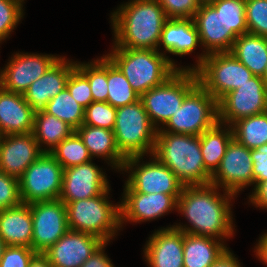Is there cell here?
Masks as SVG:
<instances>
[{"instance_id":"603a6c76","label":"cell","mask_w":267,"mask_h":267,"mask_svg":"<svg viewBox=\"0 0 267 267\" xmlns=\"http://www.w3.org/2000/svg\"><path fill=\"white\" fill-rule=\"evenodd\" d=\"M35 110L25 101L24 95L0 87V134L33 132Z\"/></svg>"},{"instance_id":"ee69618b","label":"cell","mask_w":267,"mask_h":267,"mask_svg":"<svg viewBox=\"0 0 267 267\" xmlns=\"http://www.w3.org/2000/svg\"><path fill=\"white\" fill-rule=\"evenodd\" d=\"M253 161L254 188L267 180V144L251 149Z\"/></svg>"},{"instance_id":"8fae6325","label":"cell","mask_w":267,"mask_h":267,"mask_svg":"<svg viewBox=\"0 0 267 267\" xmlns=\"http://www.w3.org/2000/svg\"><path fill=\"white\" fill-rule=\"evenodd\" d=\"M63 170L61 164L50 153H42L19 179L21 202L30 204L59 199Z\"/></svg>"},{"instance_id":"60d3db41","label":"cell","mask_w":267,"mask_h":267,"mask_svg":"<svg viewBox=\"0 0 267 267\" xmlns=\"http://www.w3.org/2000/svg\"><path fill=\"white\" fill-rule=\"evenodd\" d=\"M19 180L0 171V210L19 206Z\"/></svg>"},{"instance_id":"f35d334b","label":"cell","mask_w":267,"mask_h":267,"mask_svg":"<svg viewBox=\"0 0 267 267\" xmlns=\"http://www.w3.org/2000/svg\"><path fill=\"white\" fill-rule=\"evenodd\" d=\"M22 8L19 0H0V43L13 32L23 17Z\"/></svg>"},{"instance_id":"d590c367","label":"cell","mask_w":267,"mask_h":267,"mask_svg":"<svg viewBox=\"0 0 267 267\" xmlns=\"http://www.w3.org/2000/svg\"><path fill=\"white\" fill-rule=\"evenodd\" d=\"M211 5L222 14L226 20L227 30H232L236 37L248 33L245 16L246 0H216Z\"/></svg>"},{"instance_id":"2e32d148","label":"cell","mask_w":267,"mask_h":267,"mask_svg":"<svg viewBox=\"0 0 267 267\" xmlns=\"http://www.w3.org/2000/svg\"><path fill=\"white\" fill-rule=\"evenodd\" d=\"M59 58L51 54L15 53L1 70V87L23 95Z\"/></svg>"},{"instance_id":"7402d4cb","label":"cell","mask_w":267,"mask_h":267,"mask_svg":"<svg viewBox=\"0 0 267 267\" xmlns=\"http://www.w3.org/2000/svg\"><path fill=\"white\" fill-rule=\"evenodd\" d=\"M76 62L60 57L39 79L31 83L23 94L25 101L35 110H42L48 102L66 88Z\"/></svg>"},{"instance_id":"8d00e7d4","label":"cell","mask_w":267,"mask_h":267,"mask_svg":"<svg viewBox=\"0 0 267 267\" xmlns=\"http://www.w3.org/2000/svg\"><path fill=\"white\" fill-rule=\"evenodd\" d=\"M117 108L108 102L93 101L85 108L83 125L105 128L113 131Z\"/></svg>"},{"instance_id":"484cf974","label":"cell","mask_w":267,"mask_h":267,"mask_svg":"<svg viewBox=\"0 0 267 267\" xmlns=\"http://www.w3.org/2000/svg\"><path fill=\"white\" fill-rule=\"evenodd\" d=\"M76 132L83 140L91 157H103L109 160L113 168L122 171L126 158L116 146L114 132L105 128L81 125Z\"/></svg>"},{"instance_id":"5bb4252c","label":"cell","mask_w":267,"mask_h":267,"mask_svg":"<svg viewBox=\"0 0 267 267\" xmlns=\"http://www.w3.org/2000/svg\"><path fill=\"white\" fill-rule=\"evenodd\" d=\"M210 184L234 195L246 186L254 184L251 149L233 138L227 146L219 168L212 175Z\"/></svg>"},{"instance_id":"3957f363","label":"cell","mask_w":267,"mask_h":267,"mask_svg":"<svg viewBox=\"0 0 267 267\" xmlns=\"http://www.w3.org/2000/svg\"><path fill=\"white\" fill-rule=\"evenodd\" d=\"M152 155L170 168L184 186L211 182L212 175L204 167L200 136L157 132Z\"/></svg>"},{"instance_id":"52a82bcc","label":"cell","mask_w":267,"mask_h":267,"mask_svg":"<svg viewBox=\"0 0 267 267\" xmlns=\"http://www.w3.org/2000/svg\"><path fill=\"white\" fill-rule=\"evenodd\" d=\"M198 83L196 71L177 70L163 84L148 90L140 97L151 123L157 130L160 129L159 123L165 125L180 109L185 96Z\"/></svg>"},{"instance_id":"f5cc1de1","label":"cell","mask_w":267,"mask_h":267,"mask_svg":"<svg viewBox=\"0 0 267 267\" xmlns=\"http://www.w3.org/2000/svg\"><path fill=\"white\" fill-rule=\"evenodd\" d=\"M262 79L265 83V86L267 87V67H266V71H265L264 75L262 76Z\"/></svg>"},{"instance_id":"7dc6e473","label":"cell","mask_w":267,"mask_h":267,"mask_svg":"<svg viewBox=\"0 0 267 267\" xmlns=\"http://www.w3.org/2000/svg\"><path fill=\"white\" fill-rule=\"evenodd\" d=\"M209 267H241L233 253L226 247Z\"/></svg>"},{"instance_id":"44dd1931","label":"cell","mask_w":267,"mask_h":267,"mask_svg":"<svg viewBox=\"0 0 267 267\" xmlns=\"http://www.w3.org/2000/svg\"><path fill=\"white\" fill-rule=\"evenodd\" d=\"M183 243V231L173 226L157 230L145 245V261L150 267H184Z\"/></svg>"},{"instance_id":"6da1fadb","label":"cell","mask_w":267,"mask_h":267,"mask_svg":"<svg viewBox=\"0 0 267 267\" xmlns=\"http://www.w3.org/2000/svg\"><path fill=\"white\" fill-rule=\"evenodd\" d=\"M217 189L212 184L184 186L177 199V209L191 225L185 227L179 224L173 227L188 234L218 240L231 238L234 229L230 202L235 195L225 191L223 196Z\"/></svg>"},{"instance_id":"ba28073f","label":"cell","mask_w":267,"mask_h":267,"mask_svg":"<svg viewBox=\"0 0 267 267\" xmlns=\"http://www.w3.org/2000/svg\"><path fill=\"white\" fill-rule=\"evenodd\" d=\"M218 122L217 101L198 83L183 100L179 110L157 132L200 136ZM164 128V129H162Z\"/></svg>"},{"instance_id":"4316f807","label":"cell","mask_w":267,"mask_h":267,"mask_svg":"<svg viewBox=\"0 0 267 267\" xmlns=\"http://www.w3.org/2000/svg\"><path fill=\"white\" fill-rule=\"evenodd\" d=\"M254 76L262 77L267 67V38L245 33L238 36L230 51Z\"/></svg>"},{"instance_id":"681fc988","label":"cell","mask_w":267,"mask_h":267,"mask_svg":"<svg viewBox=\"0 0 267 267\" xmlns=\"http://www.w3.org/2000/svg\"><path fill=\"white\" fill-rule=\"evenodd\" d=\"M28 267H52V265L43 253H36L31 259Z\"/></svg>"},{"instance_id":"f907efd6","label":"cell","mask_w":267,"mask_h":267,"mask_svg":"<svg viewBox=\"0 0 267 267\" xmlns=\"http://www.w3.org/2000/svg\"><path fill=\"white\" fill-rule=\"evenodd\" d=\"M6 244L4 243V241L0 238V261H1V258L3 256V252H4V249L6 248Z\"/></svg>"},{"instance_id":"cb8c5ba5","label":"cell","mask_w":267,"mask_h":267,"mask_svg":"<svg viewBox=\"0 0 267 267\" xmlns=\"http://www.w3.org/2000/svg\"><path fill=\"white\" fill-rule=\"evenodd\" d=\"M32 235L30 204L0 210V238L7 246L31 248Z\"/></svg>"},{"instance_id":"5b68a950","label":"cell","mask_w":267,"mask_h":267,"mask_svg":"<svg viewBox=\"0 0 267 267\" xmlns=\"http://www.w3.org/2000/svg\"><path fill=\"white\" fill-rule=\"evenodd\" d=\"M110 189L93 198L66 204L69 230L93 234L109 242L121 227L120 204L109 202Z\"/></svg>"},{"instance_id":"7a4b0ae2","label":"cell","mask_w":267,"mask_h":267,"mask_svg":"<svg viewBox=\"0 0 267 267\" xmlns=\"http://www.w3.org/2000/svg\"><path fill=\"white\" fill-rule=\"evenodd\" d=\"M167 19L158 0H131L122 4L111 16L114 45L159 51L161 32Z\"/></svg>"},{"instance_id":"bcb514c9","label":"cell","mask_w":267,"mask_h":267,"mask_svg":"<svg viewBox=\"0 0 267 267\" xmlns=\"http://www.w3.org/2000/svg\"><path fill=\"white\" fill-rule=\"evenodd\" d=\"M251 203L256 207L267 209V180L259 183L249 196Z\"/></svg>"},{"instance_id":"c3c4849f","label":"cell","mask_w":267,"mask_h":267,"mask_svg":"<svg viewBox=\"0 0 267 267\" xmlns=\"http://www.w3.org/2000/svg\"><path fill=\"white\" fill-rule=\"evenodd\" d=\"M255 248L256 256L267 264V233L260 237V240Z\"/></svg>"},{"instance_id":"e0dca14e","label":"cell","mask_w":267,"mask_h":267,"mask_svg":"<svg viewBox=\"0 0 267 267\" xmlns=\"http://www.w3.org/2000/svg\"><path fill=\"white\" fill-rule=\"evenodd\" d=\"M100 169L92 161L65 168L59 199L66 205L103 194L109 189V183Z\"/></svg>"},{"instance_id":"30bf717a","label":"cell","mask_w":267,"mask_h":267,"mask_svg":"<svg viewBox=\"0 0 267 267\" xmlns=\"http://www.w3.org/2000/svg\"><path fill=\"white\" fill-rule=\"evenodd\" d=\"M152 157L154 158H151L150 162H143L142 164L139 163L143 156L126 158L122 171L127 172L129 169L131 173L125 182L124 192L164 193L172 195L177 200L184 185L170 168L161 163L155 156L152 155Z\"/></svg>"},{"instance_id":"f1b7e54d","label":"cell","mask_w":267,"mask_h":267,"mask_svg":"<svg viewBox=\"0 0 267 267\" xmlns=\"http://www.w3.org/2000/svg\"><path fill=\"white\" fill-rule=\"evenodd\" d=\"M223 124L217 122L212 128L200 135L202 158L205 169L213 175L219 168L230 141L233 139L232 127L222 129Z\"/></svg>"},{"instance_id":"f546056e","label":"cell","mask_w":267,"mask_h":267,"mask_svg":"<svg viewBox=\"0 0 267 267\" xmlns=\"http://www.w3.org/2000/svg\"><path fill=\"white\" fill-rule=\"evenodd\" d=\"M75 130L64 121L53 115L37 110L34 114L33 134L43 153H50L64 139L69 137ZM46 144L47 148H41Z\"/></svg>"},{"instance_id":"ab89813d","label":"cell","mask_w":267,"mask_h":267,"mask_svg":"<svg viewBox=\"0 0 267 267\" xmlns=\"http://www.w3.org/2000/svg\"><path fill=\"white\" fill-rule=\"evenodd\" d=\"M66 88L77 103L84 108L93 102L88 79L76 67L70 73Z\"/></svg>"},{"instance_id":"d4e9b609","label":"cell","mask_w":267,"mask_h":267,"mask_svg":"<svg viewBox=\"0 0 267 267\" xmlns=\"http://www.w3.org/2000/svg\"><path fill=\"white\" fill-rule=\"evenodd\" d=\"M198 43L200 44L199 34L193 19L168 18L165 21L159 47L163 45L166 53L187 55L195 50Z\"/></svg>"},{"instance_id":"83f0119b","label":"cell","mask_w":267,"mask_h":267,"mask_svg":"<svg viewBox=\"0 0 267 267\" xmlns=\"http://www.w3.org/2000/svg\"><path fill=\"white\" fill-rule=\"evenodd\" d=\"M220 241V242H219ZM221 240L184 232V267H209L226 248Z\"/></svg>"},{"instance_id":"1f68e13d","label":"cell","mask_w":267,"mask_h":267,"mask_svg":"<svg viewBox=\"0 0 267 267\" xmlns=\"http://www.w3.org/2000/svg\"><path fill=\"white\" fill-rule=\"evenodd\" d=\"M42 110L64 121L75 131L84 121L85 108L77 103L67 88L53 97Z\"/></svg>"},{"instance_id":"4dcf8cb0","label":"cell","mask_w":267,"mask_h":267,"mask_svg":"<svg viewBox=\"0 0 267 267\" xmlns=\"http://www.w3.org/2000/svg\"><path fill=\"white\" fill-rule=\"evenodd\" d=\"M231 127L233 138L248 149L267 144V111L239 119Z\"/></svg>"},{"instance_id":"8992f818","label":"cell","mask_w":267,"mask_h":267,"mask_svg":"<svg viewBox=\"0 0 267 267\" xmlns=\"http://www.w3.org/2000/svg\"><path fill=\"white\" fill-rule=\"evenodd\" d=\"M113 132L116 146L125 158L144 156L149 152L152 156L157 129L151 123L141 99L117 108Z\"/></svg>"},{"instance_id":"ac0fdd59","label":"cell","mask_w":267,"mask_h":267,"mask_svg":"<svg viewBox=\"0 0 267 267\" xmlns=\"http://www.w3.org/2000/svg\"><path fill=\"white\" fill-rule=\"evenodd\" d=\"M103 242L93 234L68 230L43 254L52 267H80Z\"/></svg>"},{"instance_id":"d6a6232c","label":"cell","mask_w":267,"mask_h":267,"mask_svg":"<svg viewBox=\"0 0 267 267\" xmlns=\"http://www.w3.org/2000/svg\"><path fill=\"white\" fill-rule=\"evenodd\" d=\"M107 84V102L115 108L132 104L140 99L124 74L108 58Z\"/></svg>"},{"instance_id":"277c9868","label":"cell","mask_w":267,"mask_h":267,"mask_svg":"<svg viewBox=\"0 0 267 267\" xmlns=\"http://www.w3.org/2000/svg\"><path fill=\"white\" fill-rule=\"evenodd\" d=\"M105 55L127 78L134 91L141 97L148 90L163 84L177 70L165 53L151 49L119 48Z\"/></svg>"},{"instance_id":"74e56055","label":"cell","mask_w":267,"mask_h":267,"mask_svg":"<svg viewBox=\"0 0 267 267\" xmlns=\"http://www.w3.org/2000/svg\"><path fill=\"white\" fill-rule=\"evenodd\" d=\"M248 33L267 38V0H246Z\"/></svg>"},{"instance_id":"f6af8a7d","label":"cell","mask_w":267,"mask_h":267,"mask_svg":"<svg viewBox=\"0 0 267 267\" xmlns=\"http://www.w3.org/2000/svg\"><path fill=\"white\" fill-rule=\"evenodd\" d=\"M108 242H103L80 267H114L110 258L104 253Z\"/></svg>"},{"instance_id":"ffe728a7","label":"cell","mask_w":267,"mask_h":267,"mask_svg":"<svg viewBox=\"0 0 267 267\" xmlns=\"http://www.w3.org/2000/svg\"><path fill=\"white\" fill-rule=\"evenodd\" d=\"M120 203L121 228L124 221L143 222L156 219L175 208L177 200L164 193L143 194L140 192H123Z\"/></svg>"},{"instance_id":"d6986e66","label":"cell","mask_w":267,"mask_h":267,"mask_svg":"<svg viewBox=\"0 0 267 267\" xmlns=\"http://www.w3.org/2000/svg\"><path fill=\"white\" fill-rule=\"evenodd\" d=\"M42 153L33 132L2 135L0 139V171L19 180L24 171Z\"/></svg>"},{"instance_id":"4fadbf2b","label":"cell","mask_w":267,"mask_h":267,"mask_svg":"<svg viewBox=\"0 0 267 267\" xmlns=\"http://www.w3.org/2000/svg\"><path fill=\"white\" fill-rule=\"evenodd\" d=\"M33 221L31 248L36 253L45 252L68 230L66 205L60 200L30 203Z\"/></svg>"},{"instance_id":"7bdbcfd3","label":"cell","mask_w":267,"mask_h":267,"mask_svg":"<svg viewBox=\"0 0 267 267\" xmlns=\"http://www.w3.org/2000/svg\"><path fill=\"white\" fill-rule=\"evenodd\" d=\"M36 252L30 247L6 246L0 267H28Z\"/></svg>"},{"instance_id":"b9f144b4","label":"cell","mask_w":267,"mask_h":267,"mask_svg":"<svg viewBox=\"0 0 267 267\" xmlns=\"http://www.w3.org/2000/svg\"><path fill=\"white\" fill-rule=\"evenodd\" d=\"M167 18L193 19L200 4L197 0H158Z\"/></svg>"},{"instance_id":"836d02e7","label":"cell","mask_w":267,"mask_h":267,"mask_svg":"<svg viewBox=\"0 0 267 267\" xmlns=\"http://www.w3.org/2000/svg\"><path fill=\"white\" fill-rule=\"evenodd\" d=\"M50 154L63 169L92 161L87 147L76 131L59 143Z\"/></svg>"},{"instance_id":"816d5d0a","label":"cell","mask_w":267,"mask_h":267,"mask_svg":"<svg viewBox=\"0 0 267 267\" xmlns=\"http://www.w3.org/2000/svg\"><path fill=\"white\" fill-rule=\"evenodd\" d=\"M200 5L203 4H211L212 2H215L216 0H197Z\"/></svg>"},{"instance_id":"7c38bea8","label":"cell","mask_w":267,"mask_h":267,"mask_svg":"<svg viewBox=\"0 0 267 267\" xmlns=\"http://www.w3.org/2000/svg\"><path fill=\"white\" fill-rule=\"evenodd\" d=\"M218 122L226 127L239 119L267 111V87L260 76H252L246 83L218 102ZM227 124V125H226Z\"/></svg>"},{"instance_id":"e575fe53","label":"cell","mask_w":267,"mask_h":267,"mask_svg":"<svg viewBox=\"0 0 267 267\" xmlns=\"http://www.w3.org/2000/svg\"><path fill=\"white\" fill-rule=\"evenodd\" d=\"M76 68L88 79L93 101L107 102V57L85 64L78 62Z\"/></svg>"},{"instance_id":"9a60e30c","label":"cell","mask_w":267,"mask_h":267,"mask_svg":"<svg viewBox=\"0 0 267 267\" xmlns=\"http://www.w3.org/2000/svg\"><path fill=\"white\" fill-rule=\"evenodd\" d=\"M193 21L199 34L200 44L206 50L198 56L197 65L184 70H196L208 54L230 52L237 38L232 30H227L226 20L211 4H203L196 11Z\"/></svg>"},{"instance_id":"9c48e42d","label":"cell","mask_w":267,"mask_h":267,"mask_svg":"<svg viewBox=\"0 0 267 267\" xmlns=\"http://www.w3.org/2000/svg\"><path fill=\"white\" fill-rule=\"evenodd\" d=\"M195 71L199 84L217 102L254 76L231 52L206 55Z\"/></svg>"}]
</instances>
